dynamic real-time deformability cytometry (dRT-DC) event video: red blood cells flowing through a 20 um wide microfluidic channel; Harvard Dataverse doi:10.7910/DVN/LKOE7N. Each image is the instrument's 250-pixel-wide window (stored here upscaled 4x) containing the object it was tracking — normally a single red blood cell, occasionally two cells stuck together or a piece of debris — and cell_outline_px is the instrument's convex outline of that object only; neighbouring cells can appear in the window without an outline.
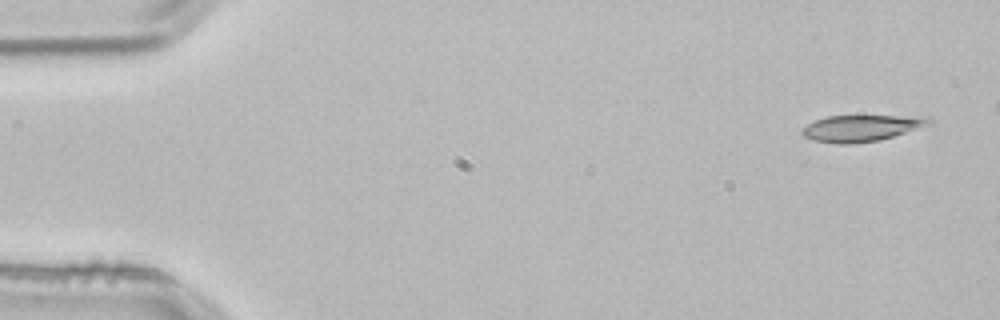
{"species": "common noctule bat (a hibernating species)", "species_latin": "Nyctalus noctula", "temperature_condition": "room temperature", "stored_images_in_passage": 4, "camera_frame_rate_fps": 3000, "um_per_image_px": 0.085, "animal": {"sex": "male", "body_mass_g": 21.5, "forearm_length_mm": 52.0}, "frame": {"image": 1, "passage_image": 1, "time_ms": 0.0, "image_size_px": [1000, 320], "cell_outline_px": [[932, 124], [920, 128], [880, 140], [848, 144], [836, 144], [812, 140], [804, 136], [800, 132], [808, 124], [816, 120], [828, 116], [928, 116], [932, 120]], "centroid_in_image_um": [73.24, 10.89], "position_along_channel_um": 11.8, "area_um2": 19.54}}